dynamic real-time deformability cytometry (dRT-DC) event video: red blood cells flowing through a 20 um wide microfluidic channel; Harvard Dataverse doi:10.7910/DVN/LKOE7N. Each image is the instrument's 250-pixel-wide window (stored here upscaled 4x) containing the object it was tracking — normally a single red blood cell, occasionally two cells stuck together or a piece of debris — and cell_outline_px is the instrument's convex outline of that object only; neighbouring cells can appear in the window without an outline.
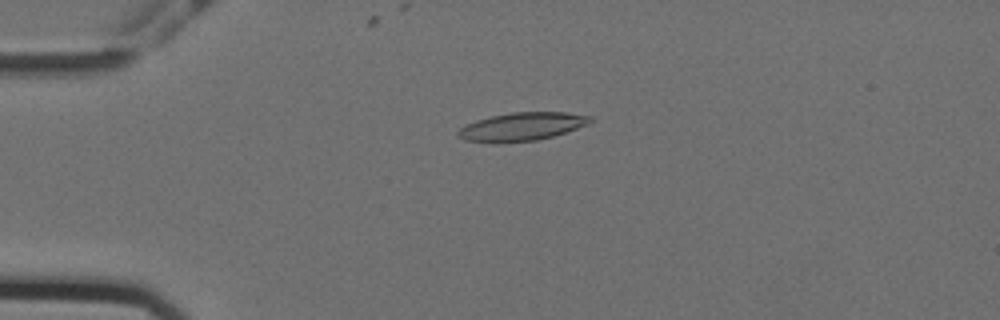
{"species": "Egyptian fruit bat (a non-hibernating species)", "species_latin": "Rousettus aegyptiacus", "temperature_condition": "cold", "stored_images_in_passage": 57, "camera_frame_rate_fps": 3000, "um_per_image_px": 0.085, "animal": {"sex": "female"}, "frame": {"image": 1, "passage_image": 14, "time_ms": 4.333, "image_size_px": [1000, 320], "cell_outline_px": [[592, 120], [588, 124], [552, 136], [536, 140], [492, 144], [464, 140], [456, 136], [456, 132], [460, 128], [476, 120], [492, 116], [512, 112], [568, 112], [592, 116]], "centroid_in_image_um": [44.3, 10.77], "position_along_channel_um": 40.7, "area_um2": 21.85}}
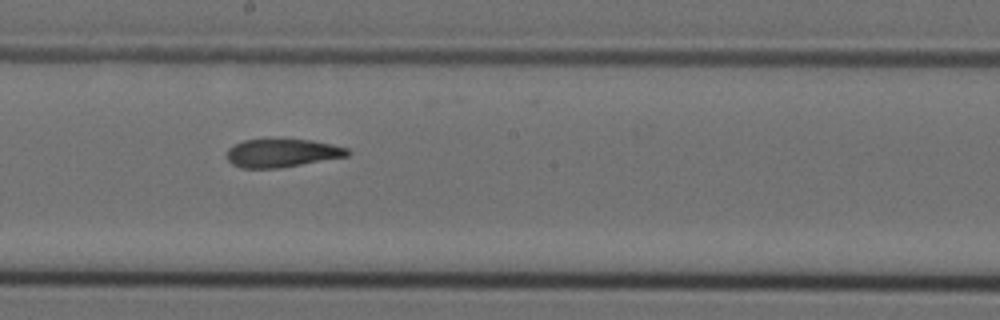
{"frame": {"image": 2, "passage_image": 32, "time_ms": 10.333, "image_size_px": [1000, 320], "cell_outline_px": [[352, 152], [348, 156], [280, 168], [240, 168], [232, 164], [228, 160], [228, 148], [244, 140], [312, 140], [332, 144], [348, 148]], "centroid_in_image_um": [24.01, 13.02], "position_along_channel_um": 224.2, "area_um2": 19.71}}
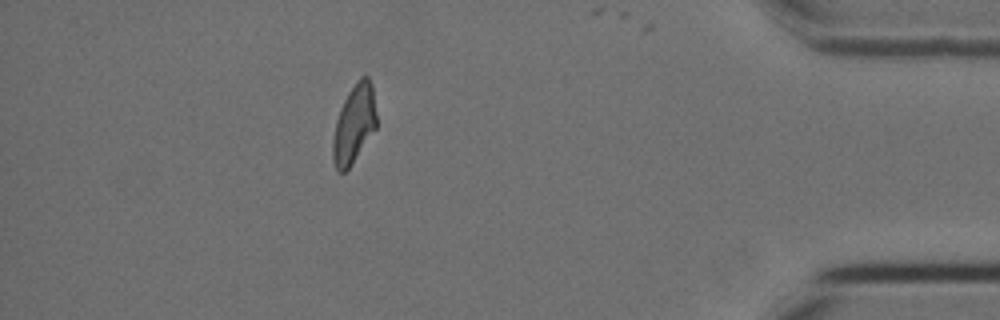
{"frame": {"image": 3, "passage_image": 51, "time_ms": 16.667, "image_size_px": [1000, 320], "cell_outline_px": [[376, 128], [352, 164], [344, 172], [336, 172], [332, 160], [332, 140], [336, 120], [340, 108], [348, 92], [356, 80], [360, 76], [368, 76], [372, 84], [376, 112]], "centroid_in_image_um": [30.08, 10.55], "position_along_channel_um": 405.1, "area_um2": 20.17}, "authors_computed_cell_mechanics": {"area_um2": 20.9236, "velocity_mm_per_s": 3.5538, "shape_relaxation_time_tau1_ms": 8.2423, "shape_relaxation_time_tau2_ms": 3.0923, "deformation_change_tau1": 0.2146, "deformation_change_tau2": 0.1101}}